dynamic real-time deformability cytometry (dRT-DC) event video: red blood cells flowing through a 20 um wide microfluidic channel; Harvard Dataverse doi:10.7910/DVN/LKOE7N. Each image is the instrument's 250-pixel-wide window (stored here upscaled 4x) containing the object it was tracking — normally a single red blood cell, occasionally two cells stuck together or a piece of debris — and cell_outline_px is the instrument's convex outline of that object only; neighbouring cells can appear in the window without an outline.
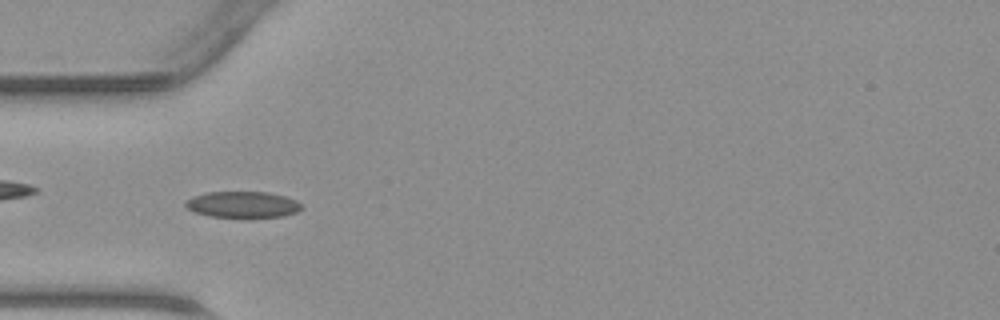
{"species": "common noctule bat (a hibernating species)", "species_latin": "Nyctalus noctula", "temperature_condition": "warm", "stored_images_in_passage": 46, "camera_frame_rate_fps": 3000, "um_per_image_px": 0.085, "animal": {"sex": "male", "body_mass_g": 23.1, "forearm_length_mm": 52.7}, "frame": {"image": 1, "passage_image": 14, "time_ms": 4.333, "image_size_px": [1000, 320], "cell_outline_px": [[304, 208], [296, 212], [284, 216], [248, 220], [244, 220], [208, 216], [196, 212], [188, 208], [184, 204], [184, 200], [192, 196], [208, 192], [268, 192], [284, 196], [296, 200], [304, 204]], "centroid_in_image_um": [20.66, 17.43], "position_along_channel_um": 64.3, "area_um2": 18.73}}
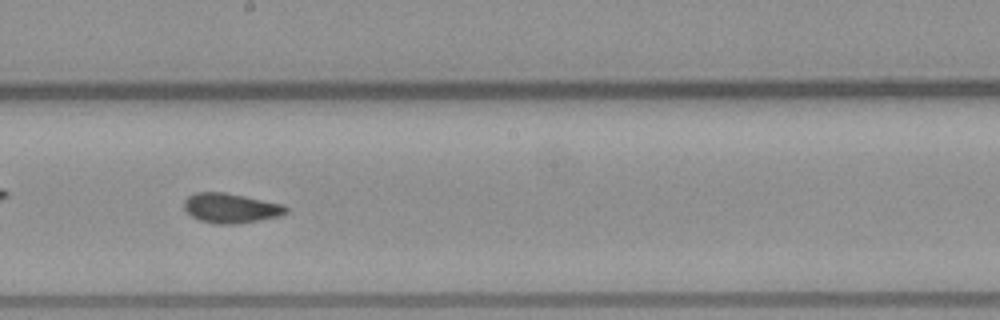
{"frame": {"image": 2, "passage_image": 25, "time_ms": 8.0, "image_size_px": [1000, 320], "cell_outline_px": [[288, 212], [280, 216], [260, 220], [232, 224], [212, 224], [200, 220], [192, 216], [184, 208], [184, 200], [188, 196], [196, 192], [224, 192], [284, 204], [288, 208]], "centroid_in_image_um": [19.63, 17.69], "position_along_channel_um": 228.6, "area_um2": 17.69}}
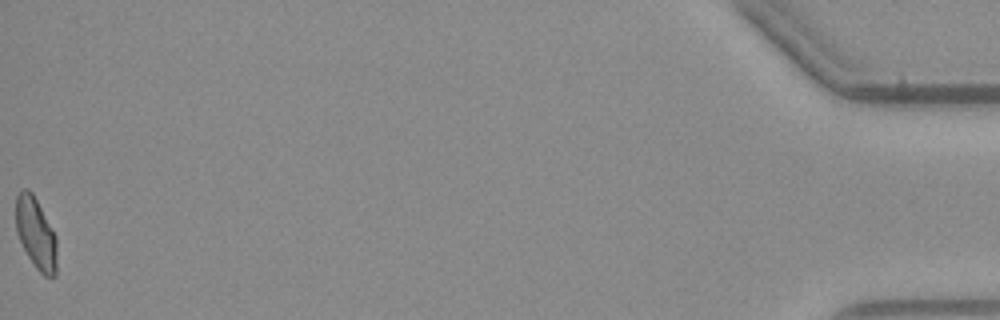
{"frame": {"image": 3, "passage_image": 46, "time_ms": 15.0, "image_size_px": [1000, 320], "cell_outline_px": [[56, 276], [44, 276], [36, 268], [28, 256], [16, 232], [16, 196], [24, 188], [28, 188], [32, 192], [56, 236]], "centroid_in_image_um": [3.04, 19.84], "position_along_channel_um": 432.2, "area_um2": 16.82}}